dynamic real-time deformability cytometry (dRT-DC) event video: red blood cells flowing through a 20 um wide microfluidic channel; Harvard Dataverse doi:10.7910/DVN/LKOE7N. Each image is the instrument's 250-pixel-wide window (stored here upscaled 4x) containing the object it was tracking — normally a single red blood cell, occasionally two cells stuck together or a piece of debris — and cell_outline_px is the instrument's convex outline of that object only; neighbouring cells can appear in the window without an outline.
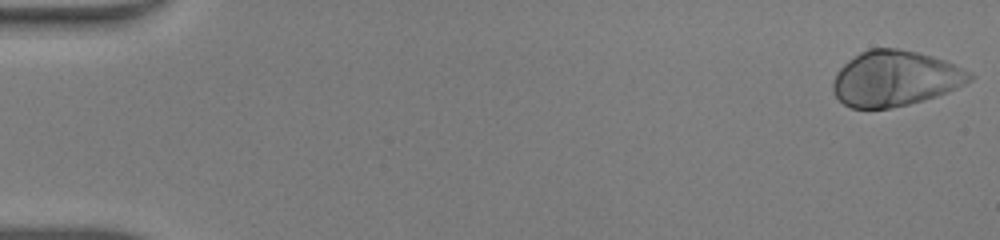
{"species": "human", "species_latin": "Homo sapiens", "temperature_condition": "warm", "stored_images_in_passage": 48, "camera_frame_rate_fps": 3000, "um_per_image_px": 0.085, "donor": {"sex": "male"}, "frame": {"image": 1, "passage_image": 1, "time_ms": 0.0, "image_size_px": [1000, 240], "cell_outline_px": [[976, 76], [972, 80], [956, 88], [936, 96], [908, 104], [888, 108], [852, 108], [844, 104], [836, 96], [832, 88], [832, 84], [836, 72], [848, 60], [860, 52], [868, 48], [896, 48], [916, 52], [932, 56], [944, 60], [972, 72]], "centroid_in_image_um": [76.08, 6.66], "position_along_channel_um": 8.9, "area_um2": 44.04}}
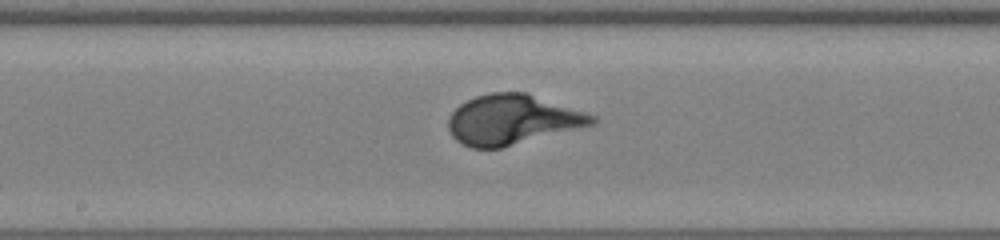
{"frame": {"image": 2, "passage_image": 26, "time_ms": 8.333, "image_size_px": [1000, 240], "cell_outline_px": [[600, 120], [596, 124], [500, 148], [472, 148], [456, 140], [452, 136], [448, 128], [448, 116], [460, 104], [476, 96], [492, 92], [528, 92], [596, 116]], "centroid_in_image_um": [43.57, 10.16], "position_along_channel_um": 204.6, "area_um2": 41.85}}
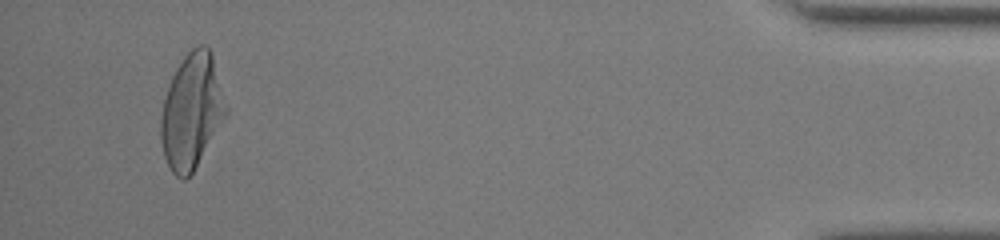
{"frame": {"image": 3, "passage_image": 46, "time_ms": 15.0, "image_size_px": [1000, 240], "cell_outline_px": [[228, 112], [192, 172], [184, 180], [180, 180], [172, 172], [164, 156], [160, 140], [160, 120], [164, 100], [172, 76], [176, 68], [184, 56], [192, 48], [200, 44], [204, 44], [212, 52], [228, 108]], "centroid_in_image_um": [16.29, 9.43], "position_along_channel_um": 418.9, "area_um2": 43.35}}